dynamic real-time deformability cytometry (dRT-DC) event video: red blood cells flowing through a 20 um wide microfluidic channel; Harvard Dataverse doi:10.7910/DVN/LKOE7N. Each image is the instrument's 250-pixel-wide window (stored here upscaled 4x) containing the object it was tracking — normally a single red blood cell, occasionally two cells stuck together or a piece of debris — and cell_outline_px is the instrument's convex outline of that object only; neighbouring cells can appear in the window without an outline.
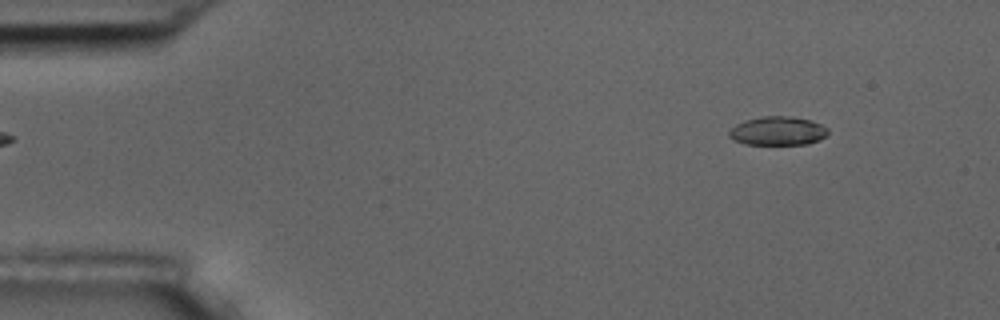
{"species": "common noctule bat (a hibernating species)", "species_latin": "Nyctalus noctula", "temperature_condition": "room temperature", "stored_images_in_passage": 4, "camera_frame_rate_fps": 3000, "um_per_image_px": 0.085, "animal": {"sex": "male", "body_mass_g": 17.5, "forearm_length_mm": 52.3}, "frame": {"image": 1, "passage_image": 1, "time_ms": 0.0, "image_size_px": [1000, 320], "cell_outline_px": [[828, 132], [820, 140], [808, 144], [744, 144], [732, 140], [728, 136], [728, 132], [736, 124], [744, 120], [764, 116], [792, 116], [812, 120], [828, 128]], "centroid_in_image_um": [66.09, 11.12], "position_along_channel_um": 18.9, "area_um2": 16.7}}
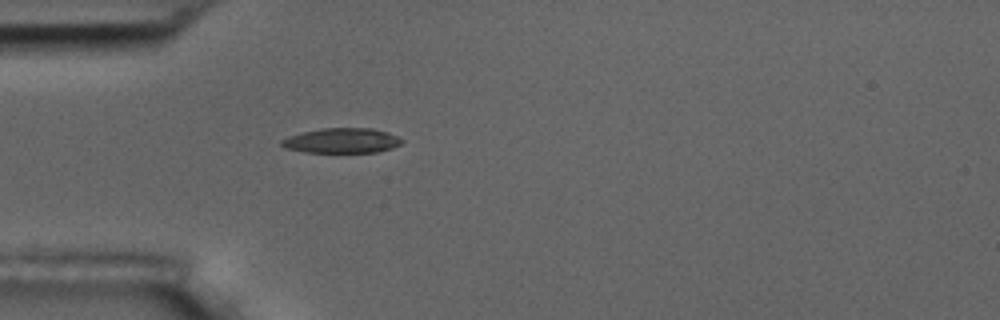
{"frame": {"image": 2, "passage_image": 4, "time_ms": 3.333, "image_size_px": [1000, 320], "cell_outline_px": [[404, 140], [400, 144], [392, 148], [376, 152], [304, 152], [284, 148], [280, 144], [280, 140], [288, 136], [320, 128], [372, 128], [388, 132]], "centroid_in_image_um": [29.03, 11.95], "position_along_channel_um": 56.0, "area_um2": 17.51}}